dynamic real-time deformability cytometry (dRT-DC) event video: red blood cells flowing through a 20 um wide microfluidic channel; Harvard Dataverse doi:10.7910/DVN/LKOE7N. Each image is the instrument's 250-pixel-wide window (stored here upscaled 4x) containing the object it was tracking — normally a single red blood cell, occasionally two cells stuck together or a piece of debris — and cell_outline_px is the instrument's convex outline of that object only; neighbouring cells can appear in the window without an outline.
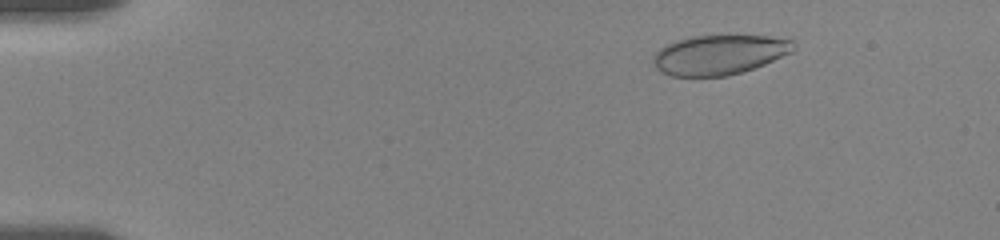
{"species": "human", "species_latin": "Homo sapiens", "temperature_condition": "room temperature", "stored_images_in_passage": 46, "camera_frame_rate_fps": 3000, "um_per_image_px": 0.085, "donor": {"sex": "female"}, "frame": {"image": 1, "passage_image": 8, "time_ms": 2.667, "image_size_px": [1000, 240], "cell_outline_px": [[796, 48], [792, 52], [764, 64], [728, 76], [672, 76], [660, 72], [652, 64], [652, 56], [664, 44], [676, 40], [692, 36], [768, 36], [792, 40], [796, 44]], "centroid_in_image_um": [61.1, 4.65], "position_along_channel_um": 23.9, "area_um2": 32.54}}
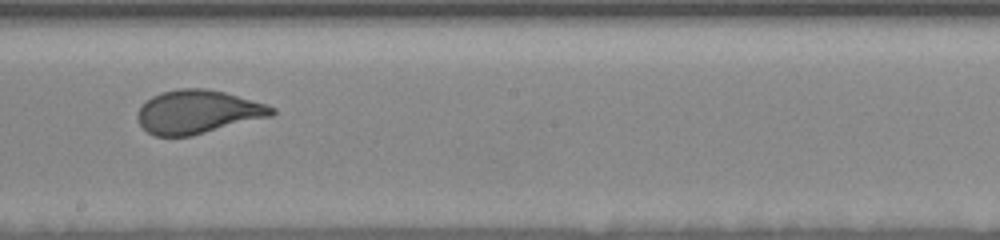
{"frame": {"image": 2, "passage_image": 30, "time_ms": 11.0, "image_size_px": [1000, 240], "cell_outline_px": [[276, 112], [272, 116], [192, 136], [156, 136], [148, 132], [140, 124], [136, 116], [140, 108], [152, 96], [160, 92], [180, 88], [204, 88], [224, 92], [268, 104], [276, 108]], "centroid_in_image_um": [16.84, 9.51], "position_along_channel_um": 231.4, "area_um2": 34.04}}
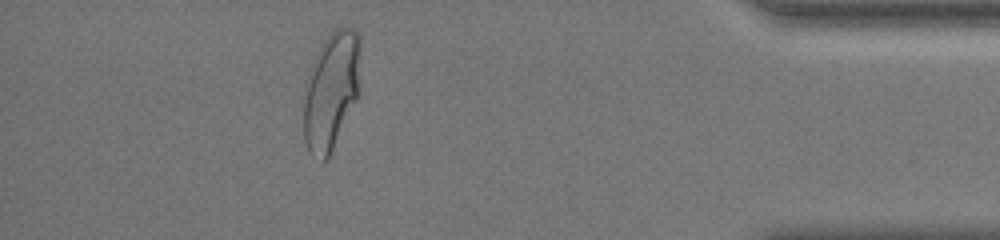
{"frame": {"image": 3, "passage_image": 45, "time_ms": 17.0, "image_size_px": [1000, 240], "cell_outline_px": [[360, 44], [356, 100], [328, 156], [324, 160], [312, 156], [304, 140], [304, 84], [308, 72], [324, 40], [336, 28], [352, 28], [360, 36]], "centroid_in_image_um": [28.12, 7.69], "position_along_channel_um": 407.1, "area_um2": 38.03}, "authors_computed_cell_mechanics": {"area_um2": 34.3332, "velocity_mm_per_s": 3.5767, "shape_relaxation_time_tau1_ms": 3.4998, "shape_relaxation_time_tau2_ms": null, "deformation_change_tau1": 0.1477, "deformation_change_tau2": null}}